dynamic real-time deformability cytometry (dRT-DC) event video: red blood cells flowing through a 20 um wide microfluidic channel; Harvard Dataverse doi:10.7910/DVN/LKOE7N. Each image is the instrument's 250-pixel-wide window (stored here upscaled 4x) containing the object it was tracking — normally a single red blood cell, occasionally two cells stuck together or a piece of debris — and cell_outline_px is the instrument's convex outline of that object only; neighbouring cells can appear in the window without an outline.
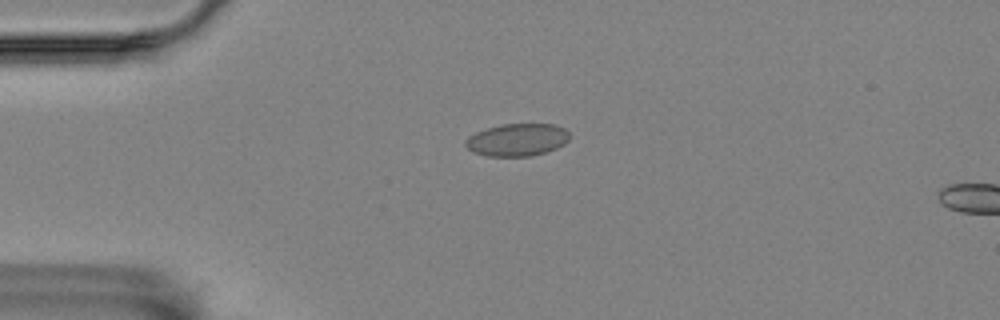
{"species": "Egyptian fruit bat (a non-hibernating species)", "species_latin": "Rousettus aegyptiacus", "temperature_condition": "room temperature", "stored_images_in_passage": 3, "camera_frame_rate_fps": 3000, "um_per_image_px": 0.085, "animal": {"sex": "female"}, "frame": {"image": 1, "passage_image": 2, "time_ms": 0.333, "image_size_px": [1000, 320], "cell_outline_px": [[568, 140], [564, 144], [556, 148], [532, 156], [488, 156], [472, 152], [464, 144], [464, 140], [468, 136], [476, 132], [488, 128], [504, 124], [552, 124], [564, 128], [568, 132]], "centroid_in_image_um": [43.93, 11.89], "position_along_channel_um": 41.1, "area_um2": 19.59}}